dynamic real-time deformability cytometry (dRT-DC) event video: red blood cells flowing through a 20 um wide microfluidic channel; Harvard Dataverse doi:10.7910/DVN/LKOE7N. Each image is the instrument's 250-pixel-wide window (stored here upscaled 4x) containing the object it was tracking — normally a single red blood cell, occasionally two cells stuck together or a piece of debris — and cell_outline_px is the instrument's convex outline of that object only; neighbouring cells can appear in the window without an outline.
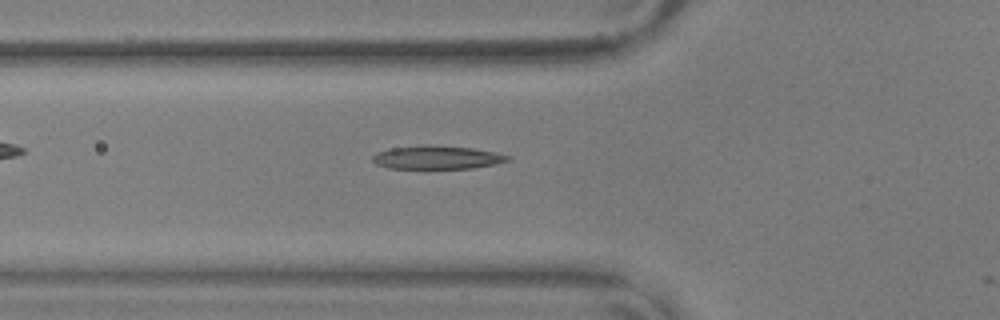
{"species": "common noctule bat (a hibernating species)", "species_latin": "Nyctalus noctula", "temperature_condition": "warm", "stored_images_in_passage": 10, "camera_frame_rate_fps": 3000, "um_per_image_px": 0.085, "animal": {"sex": "male", "body_mass_g": 17.9, "forearm_length_mm": 54.2}, "frame": {"image": 1, "passage_image": 9, "time_ms": 2.667, "image_size_px": [1000, 320], "cell_outline_px": [[512, 156], [508, 160], [492, 164], [472, 168], [388, 168], [376, 164], [372, 160], [372, 156], [376, 152], [392, 148], [432, 144], [472, 148]], "centroid_in_image_um": [37.1, 13.37], "position_along_channel_um": 88.7, "area_um2": 18.21}}